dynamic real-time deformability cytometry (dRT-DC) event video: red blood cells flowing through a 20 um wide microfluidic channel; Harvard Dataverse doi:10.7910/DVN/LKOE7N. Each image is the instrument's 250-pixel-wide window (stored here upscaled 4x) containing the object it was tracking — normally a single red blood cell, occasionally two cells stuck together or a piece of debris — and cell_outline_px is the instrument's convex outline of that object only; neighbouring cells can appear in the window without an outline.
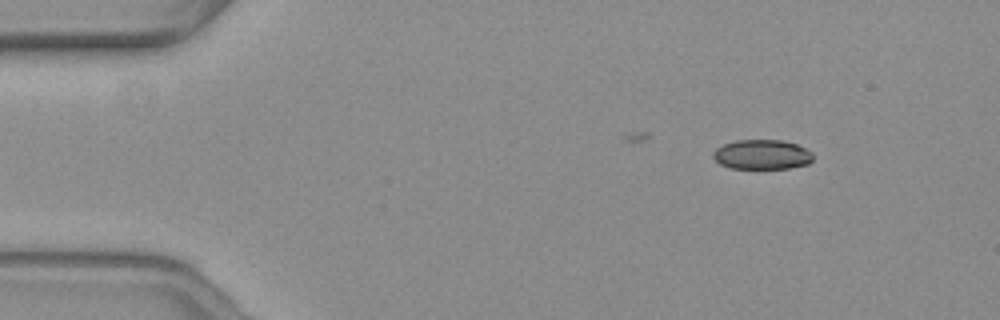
{"species": "common noctule bat (a hibernating species)", "species_latin": "Nyctalus noctula", "temperature_condition": "warm", "stored_images_in_passage": 12, "camera_frame_rate_fps": 3000, "um_per_image_px": 0.085, "animal": {"sex": "female", "body_mass_g": 19.3, "forearm_length_mm": 54.1}, "frame": {"image": 1, "passage_image": 1, "time_ms": 0.0, "image_size_px": [1000, 320], "cell_outline_px": [[812, 160], [808, 164], [788, 168], [732, 168], [720, 164], [712, 156], [712, 152], [716, 148], [724, 144], [736, 140], [784, 140], [796, 144], [812, 152]], "centroid_in_image_um": [64.76, 13.13], "position_along_channel_um": 20.2, "area_um2": 17.22}}